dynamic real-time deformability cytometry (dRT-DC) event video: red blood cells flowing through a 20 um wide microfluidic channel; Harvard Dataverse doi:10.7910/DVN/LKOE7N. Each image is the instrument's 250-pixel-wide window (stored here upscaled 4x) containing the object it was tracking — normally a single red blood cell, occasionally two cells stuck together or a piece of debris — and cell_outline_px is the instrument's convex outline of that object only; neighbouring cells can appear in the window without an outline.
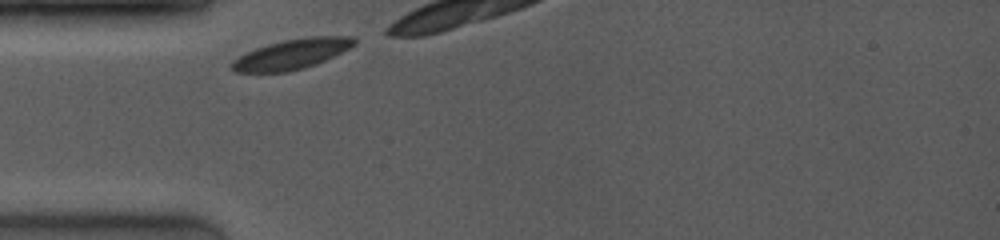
{"species": "common noctule bat (a hibernating species)", "species_latin": "Nyctalus noctula", "temperature_condition": "room temperature", "stored_images_in_passage": 3, "camera_frame_rate_fps": 4000, "um_per_image_px": 0.085, "animal": {"sex": "female", "body_mass_g": 19.0, "forearm_length_mm": 53.3}, "frame": {"image": 1, "passage_image": 1, "time_ms": 0.0, "image_size_px": [1000, 240], "cell_outline_px": [[356, 44], [316, 64], [304, 68], [288, 72], [236, 72], [228, 64], [232, 60], [256, 48], [268, 44], [284, 40], [308, 36], [356, 36]], "centroid_in_image_um": [24.79, 4.59], "position_along_channel_um": 60.2, "area_um2": 21.33}}